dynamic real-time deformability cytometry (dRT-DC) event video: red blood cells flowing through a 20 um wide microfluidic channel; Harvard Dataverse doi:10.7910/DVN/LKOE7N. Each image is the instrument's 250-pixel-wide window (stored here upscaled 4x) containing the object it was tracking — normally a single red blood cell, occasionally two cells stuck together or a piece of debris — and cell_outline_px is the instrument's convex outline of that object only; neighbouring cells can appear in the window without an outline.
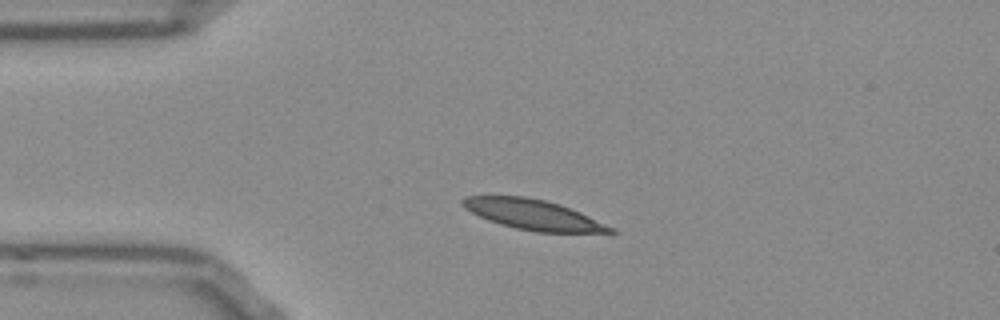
{"species": "Egyptian fruit bat (a non-hibernating species)", "species_latin": "Rousettus aegyptiacus", "temperature_condition": "room temperature", "stored_images_in_passage": 42, "camera_frame_rate_fps": 3000, "um_per_image_px": 0.085, "frame": {"image": 1, "passage_image": 1, "time_ms": 0.0, "image_size_px": [1000, 320], "cell_outline_px": [[616, 232], [536, 232], [516, 228], [500, 224], [488, 220], [464, 208], [460, 204], [460, 200], [464, 196], [524, 196], [544, 200], [560, 204], [580, 212], [616, 228]], "centroid_in_image_um": [45.3, 18.24], "position_along_channel_um": 39.7, "area_um2": 25.84}}
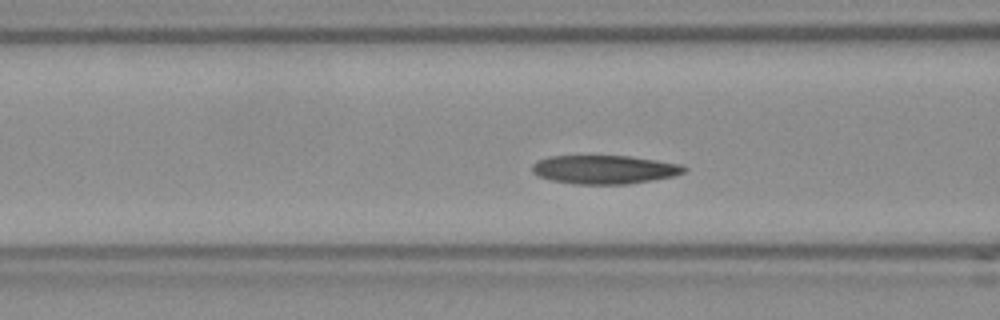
{"frame": {"image": 2, "passage_image": 9, "time_ms": 2.667, "image_size_px": [1000, 320], "cell_outline_px": [[688, 168], [684, 172], [672, 176], [652, 180], [628, 184], [576, 184], [552, 180], [540, 176], [532, 172], [532, 164], [540, 160], [552, 156], [628, 156], [656, 160], [680, 164]], "centroid_in_image_um": [51.39, 14.41], "position_along_channel_um": 115.2, "area_um2": 25.09}}
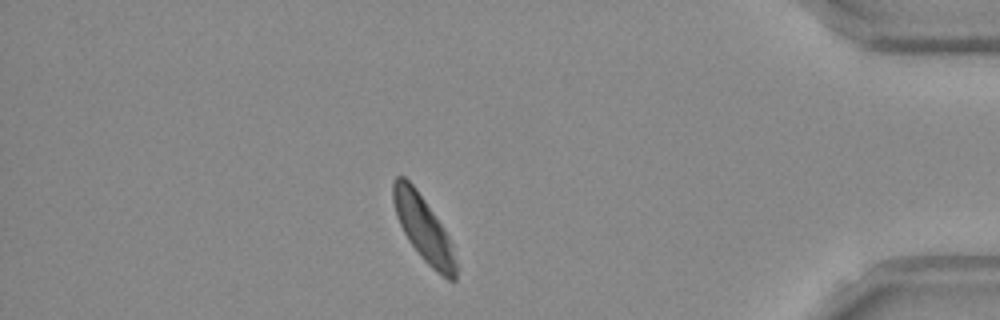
{"frame": {"image": 3, "passage_image": 35, "time_ms": 11.333, "image_size_px": [1000, 320], "cell_outline_px": [[456, 280], [448, 280], [436, 272], [420, 256], [408, 240], [396, 216], [392, 200], [392, 180], [396, 176], [404, 176], [416, 188], [448, 236], [452, 244], [456, 264]], "centroid_in_image_um": [35.96, 19.42], "position_along_channel_um": 399.2, "area_um2": 23.52}, "authors_computed_cell_mechanics": {"area_um2": 25.0852, "velocity_mm_per_s": 3.7648, "shape_relaxation_time_tau1_ms": 4.0466, "shape_relaxation_time_tau2_ms": 6.3455, "deformation_change_tau1": 0.1224, "deformation_change_tau2": 0.1218}}